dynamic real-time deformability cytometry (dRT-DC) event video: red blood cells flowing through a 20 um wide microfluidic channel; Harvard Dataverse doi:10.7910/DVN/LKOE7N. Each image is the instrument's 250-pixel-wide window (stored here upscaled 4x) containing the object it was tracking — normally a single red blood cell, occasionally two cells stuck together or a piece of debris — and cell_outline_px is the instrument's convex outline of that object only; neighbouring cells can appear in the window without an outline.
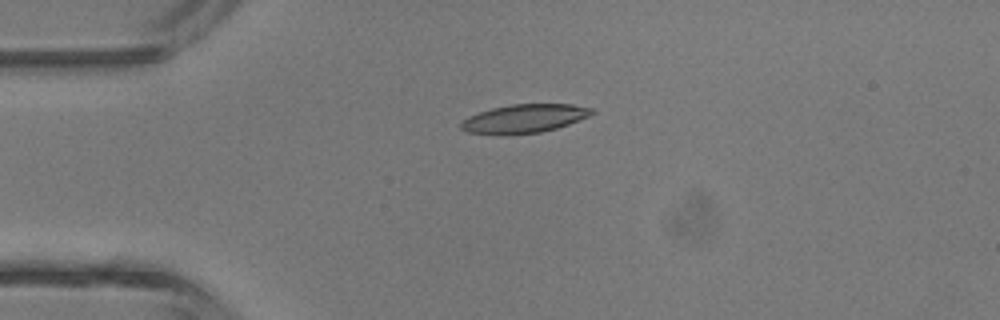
{"species": "common noctule bat (a hibernating species)", "species_latin": "Nyctalus noctula", "temperature_condition": "room temperature", "stored_images_in_passage": 4, "camera_frame_rate_fps": 3000, "um_per_image_px": 0.085, "animal": {"sex": "male", "body_mass_g": 13.3}, "frame": {"image": 1, "passage_image": 4, "time_ms": 4.333, "image_size_px": [1000, 320], "cell_outline_px": [[596, 112], [588, 116], [568, 124], [556, 128], [540, 132], [508, 136], [500, 136], [468, 132], [460, 128], [460, 120], [468, 116], [492, 108], [512, 104], [572, 104], [592, 108]], "centroid_in_image_um": [44.51, 10.1], "position_along_channel_um": 40.5, "area_um2": 22.08}}